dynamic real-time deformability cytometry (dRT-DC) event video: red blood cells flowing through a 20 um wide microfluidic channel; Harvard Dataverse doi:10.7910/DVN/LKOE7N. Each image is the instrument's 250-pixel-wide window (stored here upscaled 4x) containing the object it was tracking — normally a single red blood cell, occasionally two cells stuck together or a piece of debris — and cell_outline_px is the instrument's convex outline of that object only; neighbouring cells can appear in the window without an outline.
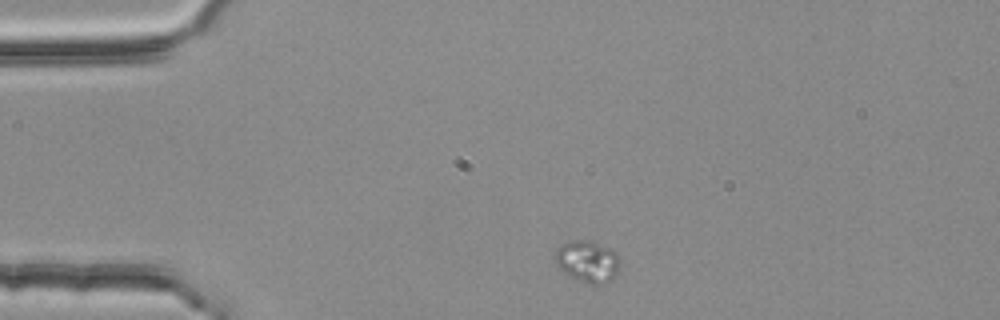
{"species": "common noctule bat (a hibernating species)", "species_latin": "Nyctalus noctula", "temperature_condition": "room temperature", "stored_images_in_passage": 2, "camera_frame_rate_fps": 3000, "um_per_image_px": 0.085, "animal": {"sex": "female", "body_mass_g": 25.1}, "frame": {"image": 1, "passage_image": 1, "time_ms": 0.0, "image_size_px": [1000, 320], "cell_outline_px": [[620, 268], [616, 276], [612, 280], [604, 284], [588, 284], [564, 272], [552, 260], [552, 256], [556, 248], [560, 244], [568, 240], [588, 240], [608, 248], [616, 252], [620, 260]], "centroid_in_image_um": [49.92, 22.21], "position_along_channel_um": 35.1, "area_um2": 16.13}}